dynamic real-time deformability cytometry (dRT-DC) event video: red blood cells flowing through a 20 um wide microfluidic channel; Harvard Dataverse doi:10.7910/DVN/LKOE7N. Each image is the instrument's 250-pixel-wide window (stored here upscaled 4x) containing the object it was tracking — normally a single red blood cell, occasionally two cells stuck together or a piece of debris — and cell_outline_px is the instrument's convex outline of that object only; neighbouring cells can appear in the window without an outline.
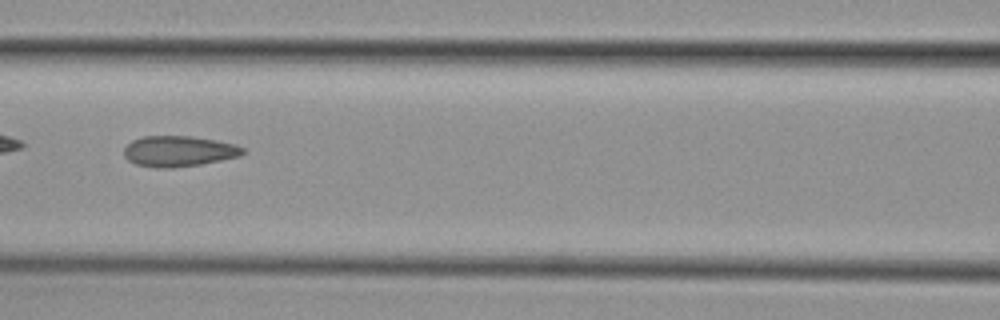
{"species": "common noctule bat (a hibernating species)", "species_latin": "Nyctalus noctula", "temperature_condition": "cold", "stored_images_in_passage": 53, "camera_frame_rate_fps": 3000, "um_per_image_px": 0.085, "animal": {"sex": "female", "body_mass_g": 29.2, "forearm_length_mm": 56.3}, "frame": {"image": 1, "passage_image": 23, "time_ms": 7.333, "image_size_px": [1000, 320], "cell_outline_px": [[244, 152], [240, 156], [200, 164], [172, 168], [156, 168], [136, 164], [128, 160], [124, 156], [124, 148], [132, 140], [144, 136], [192, 136], [216, 140], [236, 144], [244, 148]], "centroid_in_image_um": [15.18, 12.85], "position_along_channel_um": 151.4, "area_um2": 21.27}, "authors_computed_cell_mechanics": {"area_um2": 20.9236, "velocity_mm_per_s": 3.8301, "shape_relaxation_time_tau1_ms": null, "shape_relaxation_time_tau2_ms": 1.9086, "deformation_change_tau1": null, "deformation_change_tau2": 0.0966}}